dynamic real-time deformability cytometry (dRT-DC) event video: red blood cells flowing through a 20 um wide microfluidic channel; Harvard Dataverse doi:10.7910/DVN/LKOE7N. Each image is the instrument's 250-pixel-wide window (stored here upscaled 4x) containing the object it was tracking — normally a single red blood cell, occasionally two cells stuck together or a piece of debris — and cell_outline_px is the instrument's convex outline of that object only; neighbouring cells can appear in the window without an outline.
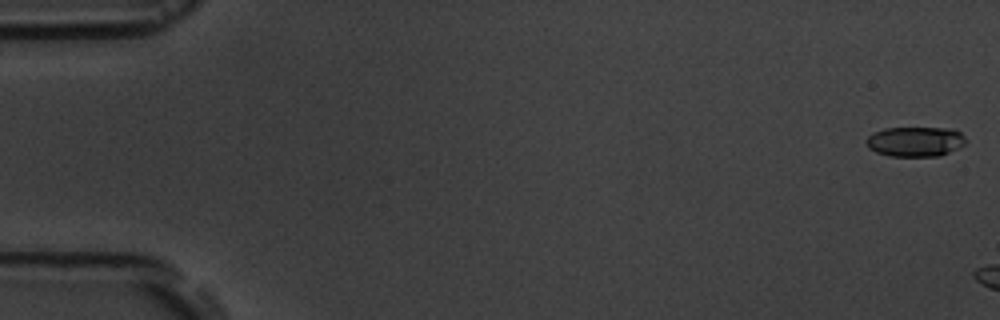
{"species": "common noctule bat (a hibernating species)", "species_latin": "Nyctalus noctula", "temperature_condition": "room temperature", "stored_images_in_passage": 3, "camera_frame_rate_fps": 3000, "um_per_image_px": 0.085, "animal": {"sex": "male", "body_mass_g": 19.5, "forearm_length_mm": 54.6}, "frame": {"image": 1, "passage_image": 1, "time_ms": 0.0, "image_size_px": [1000, 320], "cell_outline_px": [[968, 140], [960, 148], [940, 156], [888, 156], [876, 152], [868, 148], [864, 140], [868, 136], [884, 128], [944, 128], [960, 132]], "centroid_in_image_um": [77.8, 12.04], "position_along_channel_um": 7.2, "area_um2": 17.46}}